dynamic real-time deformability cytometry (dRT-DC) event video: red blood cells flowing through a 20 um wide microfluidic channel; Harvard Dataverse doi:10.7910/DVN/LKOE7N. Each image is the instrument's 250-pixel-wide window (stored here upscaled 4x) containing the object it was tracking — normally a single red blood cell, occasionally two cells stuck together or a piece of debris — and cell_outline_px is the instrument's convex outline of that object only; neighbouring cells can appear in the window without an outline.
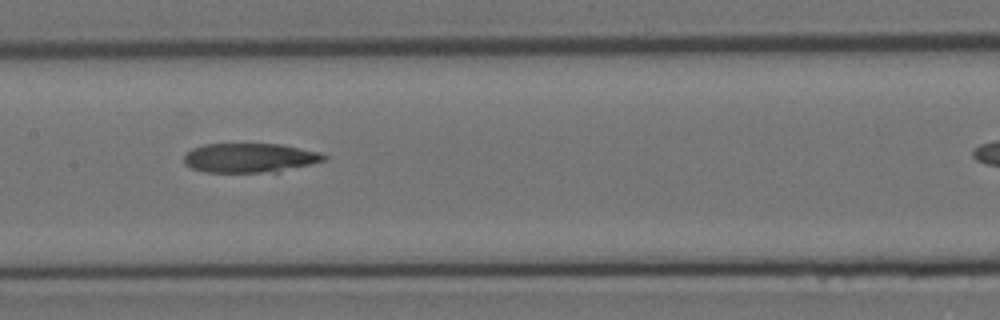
{"species": "Egyptian fruit bat (a non-hibernating species)", "species_latin": "Rousettus aegyptiacus", "temperature_condition": "room temperature", "stored_images_in_passage": 9, "segment_of_instrument_passage": [1, 2], "camera_frame_rate_fps": 3000, "um_per_image_px": 0.085, "animal": {"sex": "female"}, "frame": {"image": 1, "passage_image": 6, "time_ms": 1.667, "image_size_px": [1000, 320], "cell_outline_px": [[328, 156], [324, 160], [276, 172], [204, 172], [192, 168], [184, 164], [184, 152], [192, 148], [204, 144], [280, 144], [320, 152]], "centroid_in_image_um": [21.17, 13.41], "position_along_channel_um": 186.2, "area_um2": 23.87}}
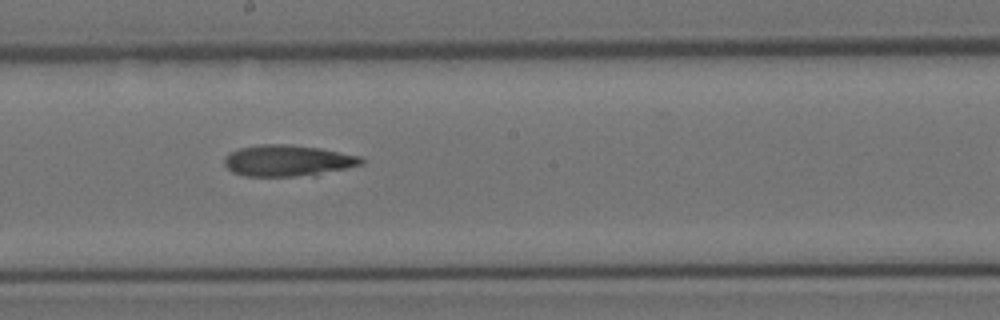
{"frame": {"image": 2, "passage_image": 7, "time_ms": 2.0, "image_size_px": [1000, 320], "cell_outline_px": [[364, 164], [316, 176], [244, 176], [232, 172], [224, 164], [224, 156], [228, 152], [240, 148], [260, 144], [288, 144], [320, 148], [360, 156], [364, 160]], "centroid_in_image_um": [24.47, 13.66], "position_along_channel_um": 223.7, "area_um2": 25.37}}
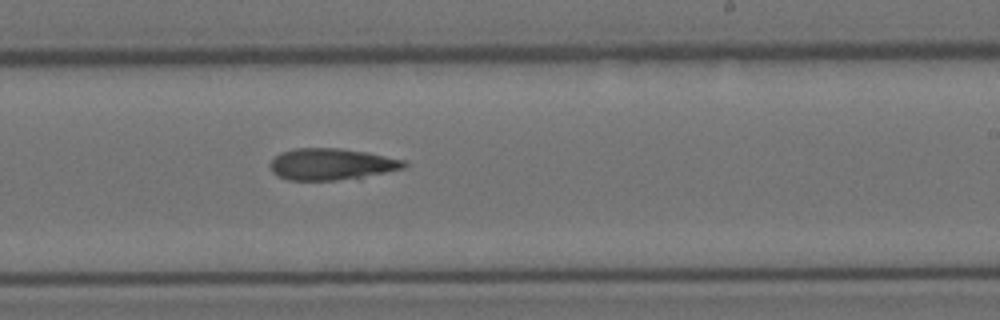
{"frame": {"image": 3, "passage_image": 8, "time_ms": 2.333, "image_size_px": [1000, 320], "cell_outline_px": [[408, 164], [404, 168], [360, 180], [288, 180], [276, 176], [272, 172], [268, 164], [280, 152], [296, 148], [340, 148], [364, 152], [404, 160]], "centroid_in_image_um": [28.19, 13.99], "position_along_channel_um": 260.8, "area_um2": 25.2}}